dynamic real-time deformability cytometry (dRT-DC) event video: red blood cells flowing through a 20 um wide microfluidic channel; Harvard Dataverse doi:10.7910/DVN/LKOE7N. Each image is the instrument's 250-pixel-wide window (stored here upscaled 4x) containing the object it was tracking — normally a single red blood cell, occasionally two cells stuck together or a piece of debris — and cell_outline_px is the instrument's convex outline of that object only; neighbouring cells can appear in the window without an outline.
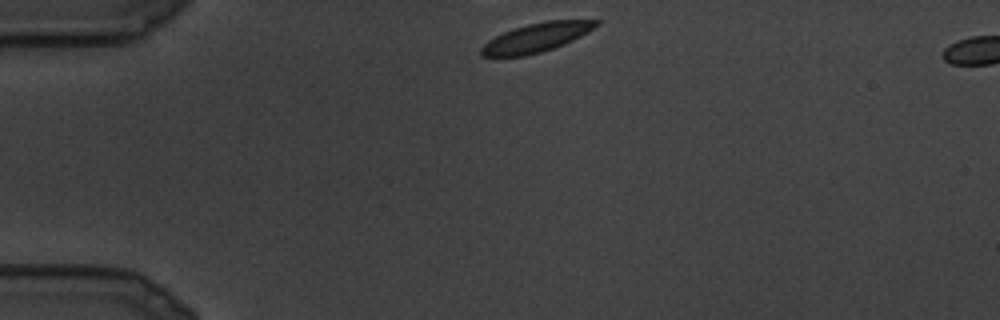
{"species": "common noctule bat (a hibernating species)", "species_latin": "Nyctalus noctula", "temperature_condition": "cold", "stored_images_in_passage": 4, "camera_frame_rate_fps": 3000, "um_per_image_px": 0.085, "animal": {"sex": "male", "body_mass_g": 19.5, "forearm_length_mm": 54.6}, "frame": {"image": 1, "passage_image": 1, "time_ms": 0.0, "image_size_px": [1000, 320], "cell_outline_px": [[600, 24], [580, 36], [564, 44], [540, 52], [524, 56], [480, 56], [480, 48], [488, 40], [504, 32], [528, 24], [548, 20], [600, 20]], "centroid_in_image_um": [45.58, 3.19], "position_along_channel_um": 39.4, "area_um2": 19.07}}